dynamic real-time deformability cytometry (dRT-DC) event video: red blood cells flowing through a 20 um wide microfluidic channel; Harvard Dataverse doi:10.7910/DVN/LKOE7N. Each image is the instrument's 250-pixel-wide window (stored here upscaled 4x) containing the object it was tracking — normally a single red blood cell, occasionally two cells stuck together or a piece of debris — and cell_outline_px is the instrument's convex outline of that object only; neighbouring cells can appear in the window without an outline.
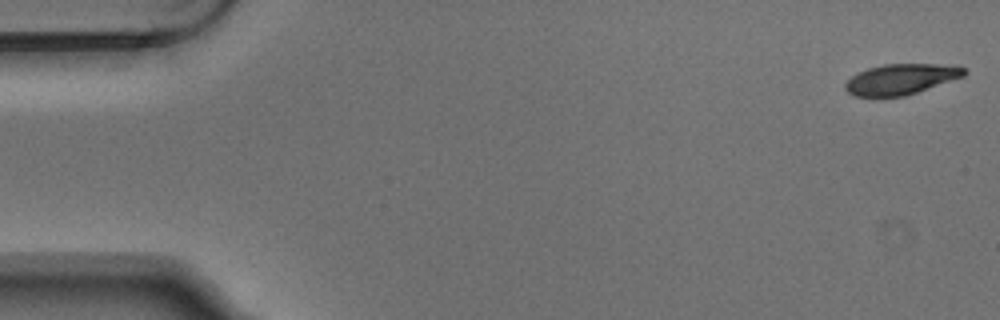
{"species": "Egyptian fruit bat (a non-hibernating species)", "species_latin": "Rousettus aegyptiacus", "temperature_condition": "warm", "stored_images_in_passage": 6, "camera_frame_rate_fps": 3000, "um_per_image_px": 0.085, "animal": {"sex": "male"}, "frame": {"image": 1, "passage_image": 1, "time_ms": 0.0, "image_size_px": [1000, 320], "cell_outline_px": [[968, 72], [964, 76], [904, 96], [856, 96], [848, 92], [844, 88], [844, 84], [852, 76], [868, 68], [884, 64], [956, 64], [964, 68]], "centroid_in_image_um": [76.62, 6.71], "position_along_channel_um": 8.4, "area_um2": 21.04}}